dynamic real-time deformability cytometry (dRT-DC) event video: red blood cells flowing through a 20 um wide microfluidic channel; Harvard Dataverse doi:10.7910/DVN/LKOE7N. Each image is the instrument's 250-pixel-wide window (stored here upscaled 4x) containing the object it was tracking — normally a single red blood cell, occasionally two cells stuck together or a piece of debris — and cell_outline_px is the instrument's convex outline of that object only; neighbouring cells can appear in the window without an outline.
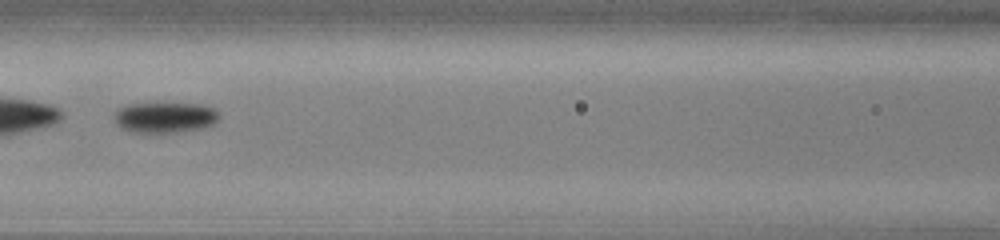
{"species": "common noctule bat (a hibernating species)", "species_latin": "Nyctalus noctula", "temperature_condition": "cold", "stored_images_in_passage": 41, "camera_frame_rate_fps": 3000, "um_per_image_px": 0.085, "animal": {"sex": "male", "body_mass_g": 13.0, "forearm_length_mm": 53.1}, "frame": {"image": 1, "passage_image": 12, "time_ms": 3.667, "image_size_px": [1000, 240], "cell_outline_px": [[220, 116], [216, 124], [204, 128], [180, 132], [132, 132], [120, 128], [112, 120], [116, 112], [120, 108], [128, 104], [204, 104], [212, 108]], "centroid_in_image_um": [14.03, 10.0], "position_along_channel_um": 152.6, "area_um2": 18.79}}